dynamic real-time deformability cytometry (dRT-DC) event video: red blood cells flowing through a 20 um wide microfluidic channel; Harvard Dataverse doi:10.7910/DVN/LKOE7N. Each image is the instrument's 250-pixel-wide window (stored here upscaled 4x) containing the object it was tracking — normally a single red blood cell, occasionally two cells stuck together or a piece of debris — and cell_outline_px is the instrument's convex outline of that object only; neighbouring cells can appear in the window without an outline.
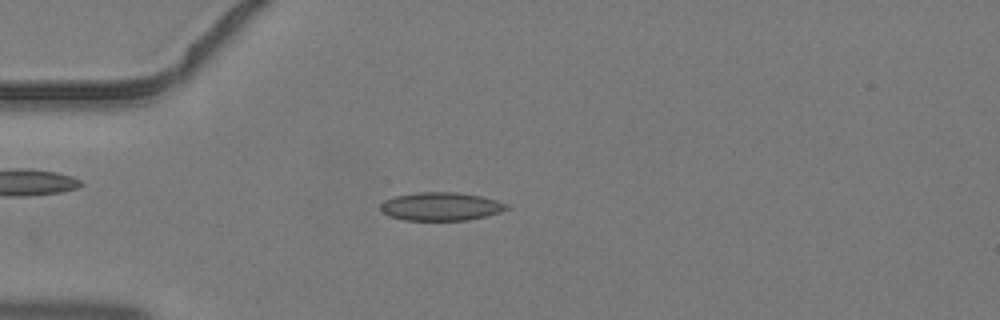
{"species": "common noctule bat (a hibernating species)", "species_latin": "Nyctalus noctula", "temperature_condition": "warm", "stored_images_in_passage": 4, "camera_frame_rate_fps": 3000, "um_per_image_px": 0.085, "animal": {"sex": "male", "body_mass_g": 19.2, "forearm_length_mm": 51.8}, "frame": {"image": 1, "passage_image": 4, "time_ms": 1.0, "image_size_px": [1000, 320], "cell_outline_px": [[512, 208], [500, 212], [468, 220], [404, 220], [388, 216], [380, 208], [380, 204], [384, 200], [396, 196], [416, 192], [456, 192], [480, 196], [496, 200], [508, 204]], "centroid_in_image_um": [37.48, 17.55], "position_along_channel_um": 47.5, "area_um2": 20.81}}